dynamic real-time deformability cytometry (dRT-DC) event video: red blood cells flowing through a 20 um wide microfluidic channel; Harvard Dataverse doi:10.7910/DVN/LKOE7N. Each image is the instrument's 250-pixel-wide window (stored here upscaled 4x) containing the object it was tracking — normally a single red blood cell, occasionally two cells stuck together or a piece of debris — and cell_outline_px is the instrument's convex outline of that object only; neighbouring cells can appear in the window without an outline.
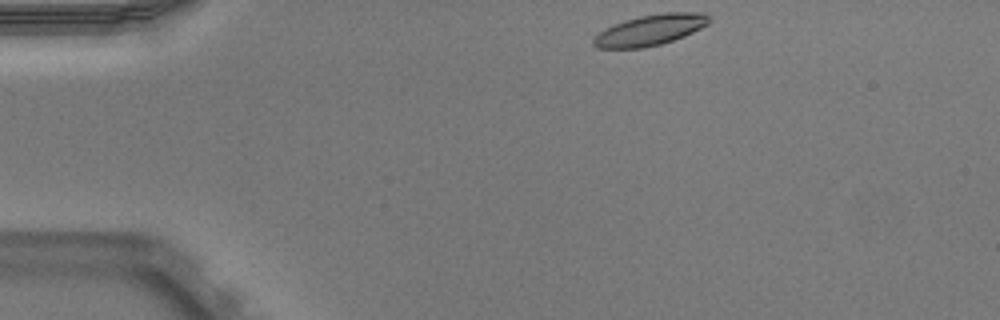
{"species": "Egyptian fruit bat (a non-hibernating species)", "species_latin": "Rousettus aegyptiacus", "temperature_condition": "warm", "stored_images_in_passage": 43, "camera_frame_rate_fps": 3000, "um_per_image_px": 0.085, "animal": {"sex": "male"}, "frame": {"image": 1, "passage_image": 1, "time_ms": 0.0, "image_size_px": [1000, 320], "cell_outline_px": [[712, 20], [708, 24], [684, 36], [660, 44], [644, 48], [596, 48], [592, 44], [592, 40], [604, 28], [640, 16], [664, 12], [704, 12]], "centroid_in_image_um": [55.28, 2.55], "position_along_channel_um": 29.7, "area_um2": 20.58}}
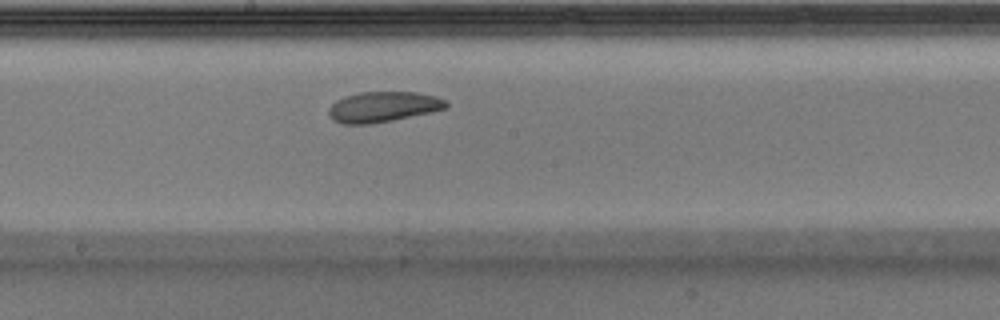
{"frame": {"image": 2, "passage_image": 20, "time_ms": 6.333, "image_size_px": [1000, 320], "cell_outline_px": [[448, 108], [432, 112], [372, 124], [344, 124], [332, 120], [328, 116], [328, 108], [336, 100], [344, 96], [360, 92], [416, 92], [436, 96], [448, 100]], "centroid_in_image_um": [32.56, 9.08], "position_along_channel_um": 215.6, "area_um2": 21.1}}
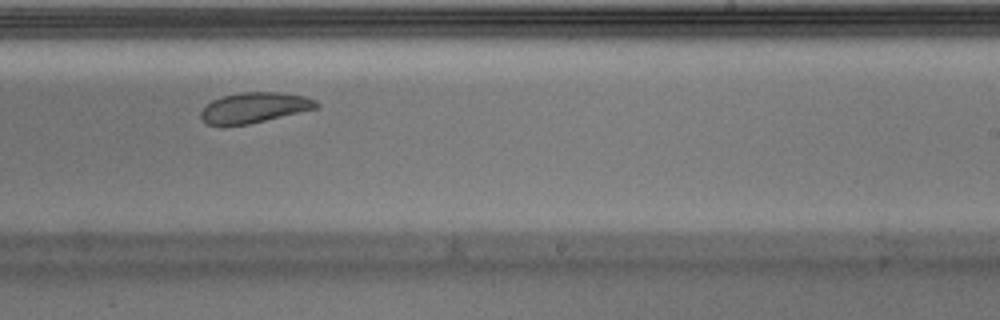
{"frame": {"image": 3, "passage_image": 24, "time_ms": 7.667, "image_size_px": [1000, 320], "cell_outline_px": [[320, 104], [316, 108], [300, 112], [248, 124], [220, 128], [204, 124], [200, 116], [200, 112], [212, 100], [224, 96], [240, 92], [280, 92], [304, 96], [316, 100]], "centroid_in_image_um": [21.55, 9.18], "position_along_channel_um": 267.5, "area_um2": 20.75}, "authors_computed_cell_mechanics": {"area_um2": 21.5016, "velocity_mm_per_s": 3.9036, "shape_relaxation_time_tau1_ms": 3.7888, "shape_relaxation_time_tau2_ms": null, "deformation_change_tau1": 0.0959, "deformation_change_tau2": null}}